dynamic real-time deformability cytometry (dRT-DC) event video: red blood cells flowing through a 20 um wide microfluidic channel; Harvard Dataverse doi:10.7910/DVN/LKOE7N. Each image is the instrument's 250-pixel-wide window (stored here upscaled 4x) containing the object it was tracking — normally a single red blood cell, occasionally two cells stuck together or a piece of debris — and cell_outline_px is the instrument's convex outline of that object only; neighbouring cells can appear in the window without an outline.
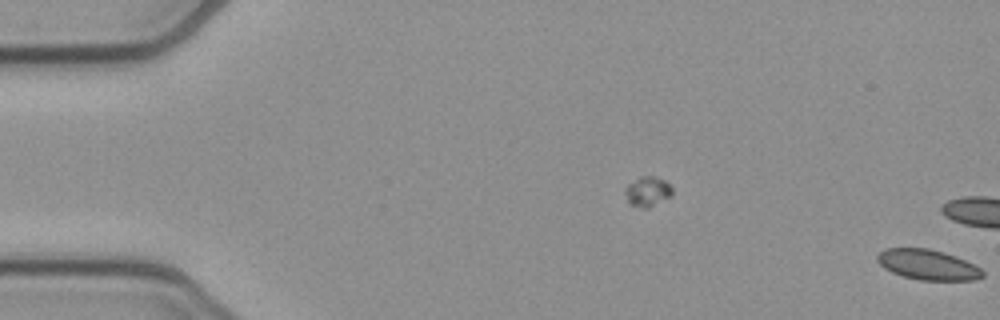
{"species": "common noctule bat (a hibernating species)", "species_latin": "Nyctalus noctula", "temperature_condition": "cold", "stored_images_in_passage": 12, "camera_frame_rate_fps": 3000, "um_per_image_px": 0.085, "animal": {"sex": "female", "body_mass_g": 21.9}, "frame": {"image": 1, "passage_image": 12, "time_ms": 3.667, "image_size_px": [1000, 320], "cell_outline_px": [[984, 276], [972, 280], [920, 280], [904, 276], [892, 272], [884, 268], [876, 260], [876, 256], [880, 252], [888, 248], [928, 248], [944, 252], [956, 256], [980, 268], [984, 272]], "centroid_in_image_um": [78.85, 22.49], "position_along_channel_um": 6.2, "area_um2": 18.44}}